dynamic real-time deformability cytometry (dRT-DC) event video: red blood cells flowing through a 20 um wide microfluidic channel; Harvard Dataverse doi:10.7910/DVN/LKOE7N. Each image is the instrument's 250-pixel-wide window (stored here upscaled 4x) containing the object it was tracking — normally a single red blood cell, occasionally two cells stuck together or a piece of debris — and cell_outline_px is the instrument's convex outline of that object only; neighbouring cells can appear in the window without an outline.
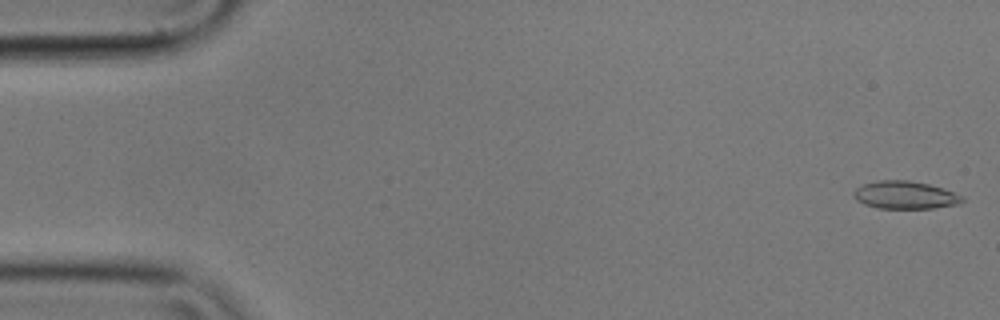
{"species": "common noctule bat (a hibernating species)", "species_latin": "Nyctalus noctula", "temperature_condition": "cold", "stored_images_in_passage": 56, "camera_frame_rate_fps": 3000, "um_per_image_px": 0.085, "animal": {"sex": "male", "body_mass_g": 17.9}, "frame": {"image": 1, "passage_image": 1, "time_ms": 0.0, "image_size_px": [1000, 320], "cell_outline_px": [[964, 200], [956, 204], [932, 208], [876, 208], [864, 204], [856, 200], [852, 192], [856, 188], [864, 184], [880, 180], [908, 180], [928, 184], [944, 188], [964, 196]], "centroid_in_image_um": [76.92, 16.57], "position_along_channel_um": 8.1, "area_um2": 17.51}}
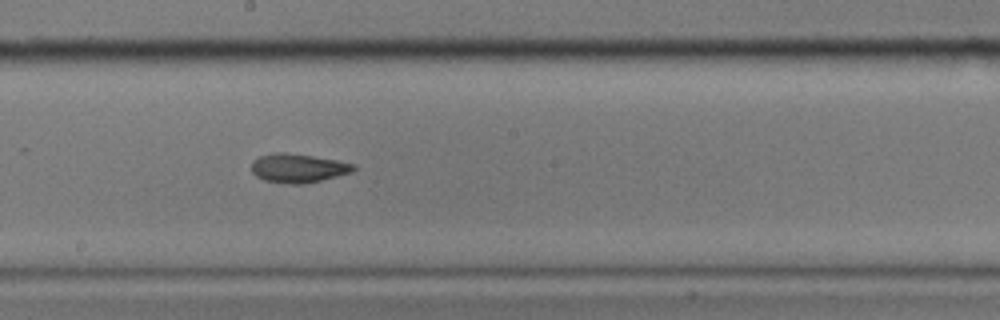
{"frame": {"image": 2, "passage_image": 30, "time_ms": 9.667, "image_size_px": [1000, 320], "cell_outline_px": [[356, 168], [352, 172], [320, 180], [300, 184], [292, 184], [264, 180], [256, 176], [252, 172], [252, 160], [260, 156], [272, 152], [284, 152], [340, 160], [356, 164]], "centroid_in_image_um": [25.34, 14.27], "position_along_channel_um": 222.9, "area_um2": 17.17}}
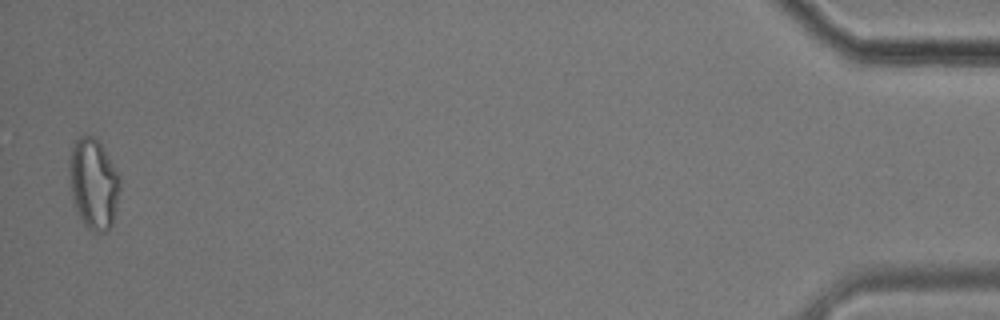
{"frame": {"image": 3, "passage_image": 55, "time_ms": 18.0, "image_size_px": [1000, 320], "cell_outline_px": [[120, 192], [112, 224], [104, 232], [92, 232], [84, 224], [76, 212], [72, 196], [68, 164], [68, 156], [76, 140], [80, 136], [92, 136], [100, 144], [120, 176]], "centroid_in_image_um": [7.94, 15.64], "position_along_channel_um": 427.3, "area_um2": 26.65}, "authors_computed_cell_mechanics": {"area_um2": 17.629, "velocity_mm_per_s": 3.539, "shape_relaxation_time_tau1_ms": null, "shape_relaxation_time_tau2_ms": 2.8567, "deformation_change_tau1": null, "deformation_change_tau2": 0.0809}}